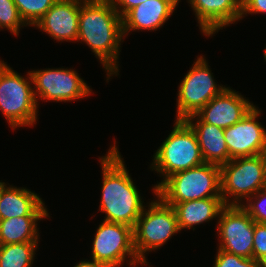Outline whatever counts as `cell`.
<instances>
[{
    "label": "cell",
    "instance_id": "23",
    "mask_svg": "<svg viewBox=\"0 0 266 267\" xmlns=\"http://www.w3.org/2000/svg\"><path fill=\"white\" fill-rule=\"evenodd\" d=\"M23 26L28 25L21 18L14 1L0 0V29H7L12 35L18 36Z\"/></svg>",
    "mask_w": 266,
    "mask_h": 267
},
{
    "label": "cell",
    "instance_id": "13",
    "mask_svg": "<svg viewBox=\"0 0 266 267\" xmlns=\"http://www.w3.org/2000/svg\"><path fill=\"white\" fill-rule=\"evenodd\" d=\"M249 99L227 87L212 98L196 115L204 122L226 129L239 122L253 107Z\"/></svg>",
    "mask_w": 266,
    "mask_h": 267
},
{
    "label": "cell",
    "instance_id": "25",
    "mask_svg": "<svg viewBox=\"0 0 266 267\" xmlns=\"http://www.w3.org/2000/svg\"><path fill=\"white\" fill-rule=\"evenodd\" d=\"M213 267H259L258 261L217 249Z\"/></svg>",
    "mask_w": 266,
    "mask_h": 267
},
{
    "label": "cell",
    "instance_id": "3",
    "mask_svg": "<svg viewBox=\"0 0 266 267\" xmlns=\"http://www.w3.org/2000/svg\"><path fill=\"white\" fill-rule=\"evenodd\" d=\"M195 132L185 120H175L168 137L161 143L153 155L150 169L161 174L160 182L152 187L156 189L171 175L204 164Z\"/></svg>",
    "mask_w": 266,
    "mask_h": 267
},
{
    "label": "cell",
    "instance_id": "8",
    "mask_svg": "<svg viewBox=\"0 0 266 267\" xmlns=\"http://www.w3.org/2000/svg\"><path fill=\"white\" fill-rule=\"evenodd\" d=\"M198 55L192 67L178 86L175 120H185L195 115L212 98L221 94L227 86L217 85L208 60Z\"/></svg>",
    "mask_w": 266,
    "mask_h": 267
},
{
    "label": "cell",
    "instance_id": "18",
    "mask_svg": "<svg viewBox=\"0 0 266 267\" xmlns=\"http://www.w3.org/2000/svg\"><path fill=\"white\" fill-rule=\"evenodd\" d=\"M185 121L196 134L205 163L221 166L230 160L229 151L224 139V129L213 124L204 123L196 114L189 116Z\"/></svg>",
    "mask_w": 266,
    "mask_h": 267
},
{
    "label": "cell",
    "instance_id": "4",
    "mask_svg": "<svg viewBox=\"0 0 266 267\" xmlns=\"http://www.w3.org/2000/svg\"><path fill=\"white\" fill-rule=\"evenodd\" d=\"M38 108L30 72L23 77L0 60V112L9 126L13 130L34 126Z\"/></svg>",
    "mask_w": 266,
    "mask_h": 267
},
{
    "label": "cell",
    "instance_id": "1",
    "mask_svg": "<svg viewBox=\"0 0 266 267\" xmlns=\"http://www.w3.org/2000/svg\"><path fill=\"white\" fill-rule=\"evenodd\" d=\"M123 41L122 17L111 0H85L81 4L77 42L85 43L102 64L106 82L119 75Z\"/></svg>",
    "mask_w": 266,
    "mask_h": 267
},
{
    "label": "cell",
    "instance_id": "22",
    "mask_svg": "<svg viewBox=\"0 0 266 267\" xmlns=\"http://www.w3.org/2000/svg\"><path fill=\"white\" fill-rule=\"evenodd\" d=\"M24 22L33 27L58 0H13Z\"/></svg>",
    "mask_w": 266,
    "mask_h": 267
},
{
    "label": "cell",
    "instance_id": "17",
    "mask_svg": "<svg viewBox=\"0 0 266 267\" xmlns=\"http://www.w3.org/2000/svg\"><path fill=\"white\" fill-rule=\"evenodd\" d=\"M43 199L28 188L9 185L0 199V220L22 216H49Z\"/></svg>",
    "mask_w": 266,
    "mask_h": 267
},
{
    "label": "cell",
    "instance_id": "14",
    "mask_svg": "<svg viewBox=\"0 0 266 267\" xmlns=\"http://www.w3.org/2000/svg\"><path fill=\"white\" fill-rule=\"evenodd\" d=\"M202 34L211 37L241 20L242 0H187Z\"/></svg>",
    "mask_w": 266,
    "mask_h": 267
},
{
    "label": "cell",
    "instance_id": "16",
    "mask_svg": "<svg viewBox=\"0 0 266 267\" xmlns=\"http://www.w3.org/2000/svg\"><path fill=\"white\" fill-rule=\"evenodd\" d=\"M180 0H147L122 17L124 39L132 31H157L173 15Z\"/></svg>",
    "mask_w": 266,
    "mask_h": 267
},
{
    "label": "cell",
    "instance_id": "12",
    "mask_svg": "<svg viewBox=\"0 0 266 267\" xmlns=\"http://www.w3.org/2000/svg\"><path fill=\"white\" fill-rule=\"evenodd\" d=\"M261 110L254 106L239 122L224 129L230 160L266 153V129L258 118Z\"/></svg>",
    "mask_w": 266,
    "mask_h": 267
},
{
    "label": "cell",
    "instance_id": "26",
    "mask_svg": "<svg viewBox=\"0 0 266 267\" xmlns=\"http://www.w3.org/2000/svg\"><path fill=\"white\" fill-rule=\"evenodd\" d=\"M266 253V224L255 222L253 259L258 261Z\"/></svg>",
    "mask_w": 266,
    "mask_h": 267
},
{
    "label": "cell",
    "instance_id": "6",
    "mask_svg": "<svg viewBox=\"0 0 266 267\" xmlns=\"http://www.w3.org/2000/svg\"><path fill=\"white\" fill-rule=\"evenodd\" d=\"M165 203H182L221 196L220 166L204 163L169 176L157 189Z\"/></svg>",
    "mask_w": 266,
    "mask_h": 267
},
{
    "label": "cell",
    "instance_id": "28",
    "mask_svg": "<svg viewBox=\"0 0 266 267\" xmlns=\"http://www.w3.org/2000/svg\"><path fill=\"white\" fill-rule=\"evenodd\" d=\"M147 0H111L115 10L123 17L129 10L146 2Z\"/></svg>",
    "mask_w": 266,
    "mask_h": 267
},
{
    "label": "cell",
    "instance_id": "15",
    "mask_svg": "<svg viewBox=\"0 0 266 267\" xmlns=\"http://www.w3.org/2000/svg\"><path fill=\"white\" fill-rule=\"evenodd\" d=\"M85 0H58L34 28L48 34L57 42H76L79 30V13Z\"/></svg>",
    "mask_w": 266,
    "mask_h": 267
},
{
    "label": "cell",
    "instance_id": "32",
    "mask_svg": "<svg viewBox=\"0 0 266 267\" xmlns=\"http://www.w3.org/2000/svg\"><path fill=\"white\" fill-rule=\"evenodd\" d=\"M264 60H265V62H266V46H265V50H264Z\"/></svg>",
    "mask_w": 266,
    "mask_h": 267
},
{
    "label": "cell",
    "instance_id": "27",
    "mask_svg": "<svg viewBox=\"0 0 266 267\" xmlns=\"http://www.w3.org/2000/svg\"><path fill=\"white\" fill-rule=\"evenodd\" d=\"M266 14V0H242L241 20L248 14Z\"/></svg>",
    "mask_w": 266,
    "mask_h": 267
},
{
    "label": "cell",
    "instance_id": "24",
    "mask_svg": "<svg viewBox=\"0 0 266 267\" xmlns=\"http://www.w3.org/2000/svg\"><path fill=\"white\" fill-rule=\"evenodd\" d=\"M241 207L254 222L266 224V188L249 197Z\"/></svg>",
    "mask_w": 266,
    "mask_h": 267
},
{
    "label": "cell",
    "instance_id": "20",
    "mask_svg": "<svg viewBox=\"0 0 266 267\" xmlns=\"http://www.w3.org/2000/svg\"><path fill=\"white\" fill-rule=\"evenodd\" d=\"M50 216H22L0 220V245L39 242L38 221Z\"/></svg>",
    "mask_w": 266,
    "mask_h": 267
},
{
    "label": "cell",
    "instance_id": "31",
    "mask_svg": "<svg viewBox=\"0 0 266 267\" xmlns=\"http://www.w3.org/2000/svg\"><path fill=\"white\" fill-rule=\"evenodd\" d=\"M9 183H5V182H2V180H0V199H1V196H2V192H3V189L8 185Z\"/></svg>",
    "mask_w": 266,
    "mask_h": 267
},
{
    "label": "cell",
    "instance_id": "10",
    "mask_svg": "<svg viewBox=\"0 0 266 267\" xmlns=\"http://www.w3.org/2000/svg\"><path fill=\"white\" fill-rule=\"evenodd\" d=\"M33 82V92L38 100L47 102H71L89 97L91 86L71 68H45L29 71ZM39 97V98H38Z\"/></svg>",
    "mask_w": 266,
    "mask_h": 267
},
{
    "label": "cell",
    "instance_id": "29",
    "mask_svg": "<svg viewBox=\"0 0 266 267\" xmlns=\"http://www.w3.org/2000/svg\"><path fill=\"white\" fill-rule=\"evenodd\" d=\"M74 267H107L106 265L96 262L95 260H81Z\"/></svg>",
    "mask_w": 266,
    "mask_h": 267
},
{
    "label": "cell",
    "instance_id": "21",
    "mask_svg": "<svg viewBox=\"0 0 266 267\" xmlns=\"http://www.w3.org/2000/svg\"><path fill=\"white\" fill-rule=\"evenodd\" d=\"M38 242L0 245V267H32Z\"/></svg>",
    "mask_w": 266,
    "mask_h": 267
},
{
    "label": "cell",
    "instance_id": "30",
    "mask_svg": "<svg viewBox=\"0 0 266 267\" xmlns=\"http://www.w3.org/2000/svg\"><path fill=\"white\" fill-rule=\"evenodd\" d=\"M259 267H266V253L258 260Z\"/></svg>",
    "mask_w": 266,
    "mask_h": 267
},
{
    "label": "cell",
    "instance_id": "11",
    "mask_svg": "<svg viewBox=\"0 0 266 267\" xmlns=\"http://www.w3.org/2000/svg\"><path fill=\"white\" fill-rule=\"evenodd\" d=\"M217 220L218 249L253 258L255 222L250 215L240 205H226Z\"/></svg>",
    "mask_w": 266,
    "mask_h": 267
},
{
    "label": "cell",
    "instance_id": "9",
    "mask_svg": "<svg viewBox=\"0 0 266 267\" xmlns=\"http://www.w3.org/2000/svg\"><path fill=\"white\" fill-rule=\"evenodd\" d=\"M95 232L91 244L92 260L107 267H122L125 261L129 267L145 265L135 252L131 226L102 220Z\"/></svg>",
    "mask_w": 266,
    "mask_h": 267
},
{
    "label": "cell",
    "instance_id": "2",
    "mask_svg": "<svg viewBox=\"0 0 266 267\" xmlns=\"http://www.w3.org/2000/svg\"><path fill=\"white\" fill-rule=\"evenodd\" d=\"M99 160L102 194L98 211L105 213L104 221L134 228L145 208L144 200L124 164L115 140Z\"/></svg>",
    "mask_w": 266,
    "mask_h": 267
},
{
    "label": "cell",
    "instance_id": "5",
    "mask_svg": "<svg viewBox=\"0 0 266 267\" xmlns=\"http://www.w3.org/2000/svg\"><path fill=\"white\" fill-rule=\"evenodd\" d=\"M156 198L146 203L149 205L145 206L133 228L134 249L146 267L150 265L145 255L160 249L172 236L181 232L173 207L158 195Z\"/></svg>",
    "mask_w": 266,
    "mask_h": 267
},
{
    "label": "cell",
    "instance_id": "19",
    "mask_svg": "<svg viewBox=\"0 0 266 267\" xmlns=\"http://www.w3.org/2000/svg\"><path fill=\"white\" fill-rule=\"evenodd\" d=\"M175 210L180 231L192 229L200 224L219 218L221 210L226 206L222 197H210L190 200L182 203H166Z\"/></svg>",
    "mask_w": 266,
    "mask_h": 267
},
{
    "label": "cell",
    "instance_id": "7",
    "mask_svg": "<svg viewBox=\"0 0 266 267\" xmlns=\"http://www.w3.org/2000/svg\"><path fill=\"white\" fill-rule=\"evenodd\" d=\"M221 196L225 205H242L266 188V153L238 157L220 166Z\"/></svg>",
    "mask_w": 266,
    "mask_h": 267
}]
</instances>
